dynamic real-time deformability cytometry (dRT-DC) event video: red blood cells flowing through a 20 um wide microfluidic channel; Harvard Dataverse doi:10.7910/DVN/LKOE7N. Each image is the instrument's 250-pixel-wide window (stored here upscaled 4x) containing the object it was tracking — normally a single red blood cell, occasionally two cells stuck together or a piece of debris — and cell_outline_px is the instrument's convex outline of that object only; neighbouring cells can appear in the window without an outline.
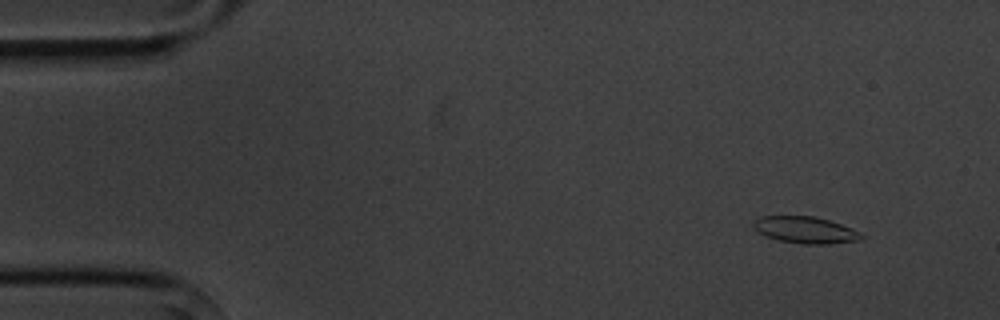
{"species": "common noctule bat (a hibernating species)", "species_latin": "Nyctalus noctula", "temperature_condition": "cold", "stored_images_in_passage": 5, "camera_frame_rate_fps": 3000, "um_per_image_px": 0.085, "animal": {"sex": "male", "body_mass_g": 20.1, "forearm_length_mm": 53.5}, "frame": {"image": 1, "passage_image": 2, "time_ms": 1.0, "image_size_px": [1000, 320], "cell_outline_px": [[864, 236], [860, 240], [828, 244], [804, 244], [780, 240], [768, 236], [752, 228], [752, 220], [760, 216], [816, 216], [852, 228], [860, 232]], "centroid_in_image_um": [68.44, 19.53], "position_along_channel_um": 16.6, "area_um2": 16.76}}